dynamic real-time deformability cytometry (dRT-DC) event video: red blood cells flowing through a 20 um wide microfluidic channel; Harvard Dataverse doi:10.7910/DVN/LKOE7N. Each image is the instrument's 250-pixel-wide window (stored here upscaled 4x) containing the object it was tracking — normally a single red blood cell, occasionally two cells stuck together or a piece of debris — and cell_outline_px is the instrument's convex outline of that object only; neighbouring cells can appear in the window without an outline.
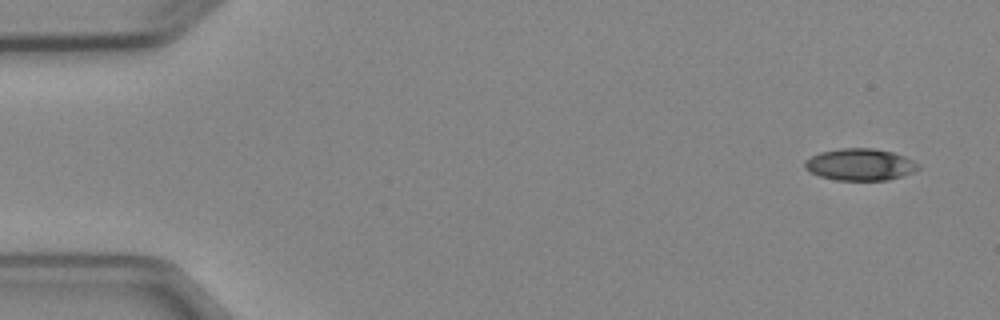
{"species": "Egyptian fruit bat (a non-hibernating species)", "species_latin": "Rousettus aegyptiacus", "temperature_condition": "cold", "stored_images_in_passage": 5, "camera_frame_rate_fps": 3000, "um_per_image_px": 0.085, "animal": {"sex": "female"}, "frame": {"image": 1, "passage_image": 1, "time_ms": 0.0, "image_size_px": [1000, 320], "cell_outline_px": [[920, 168], [912, 172], [888, 180], [836, 180], [820, 176], [804, 168], [804, 160], [820, 152], [840, 148], [872, 148], [892, 152], [904, 156], [920, 164]], "centroid_in_image_um": [73.09, 13.98], "position_along_channel_um": 11.9, "area_um2": 20.98}}
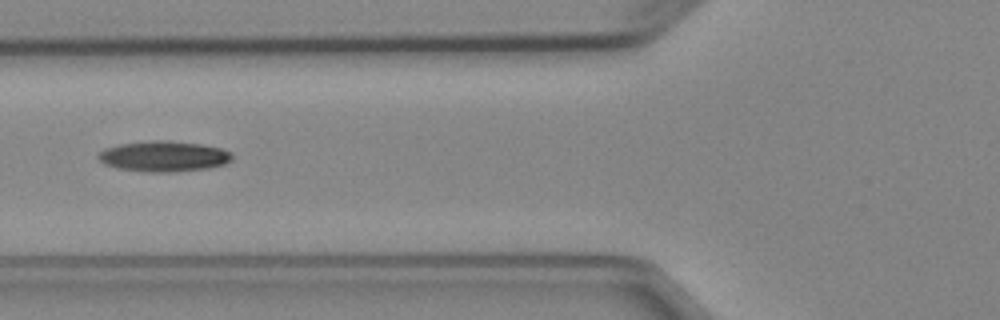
{"frame": {"image": 2, "passage_image": 5, "time_ms": 5.667, "image_size_px": [1000, 320], "cell_outline_px": [[232, 160], [224, 164], [208, 168], [172, 172], [152, 172], [116, 168], [104, 164], [96, 156], [104, 148], [120, 144], [152, 140], [164, 140], [200, 144], [220, 148], [228, 152], [232, 156]], "centroid_in_image_um": [13.88, 13.29], "position_along_channel_um": 111.9, "area_um2": 23.7}}